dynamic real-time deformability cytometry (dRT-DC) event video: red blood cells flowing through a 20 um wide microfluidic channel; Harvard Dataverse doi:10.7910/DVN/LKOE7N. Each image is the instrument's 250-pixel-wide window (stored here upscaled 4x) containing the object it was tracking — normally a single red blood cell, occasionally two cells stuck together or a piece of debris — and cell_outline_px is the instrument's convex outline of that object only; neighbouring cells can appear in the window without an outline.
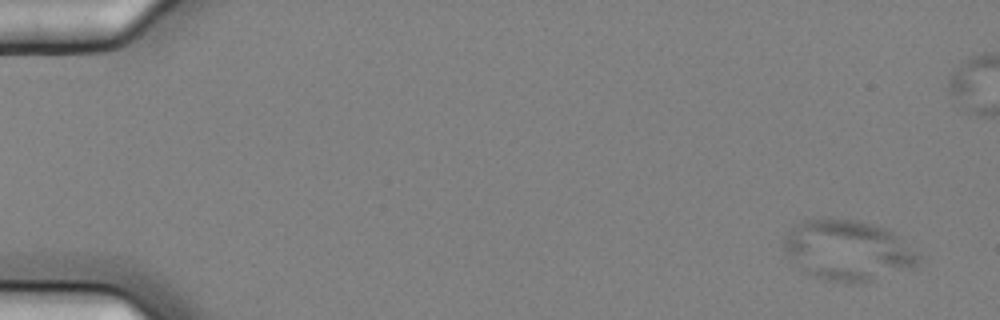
{"species": "common noctule bat (a hibernating species)", "species_latin": "Nyctalus noctula", "temperature_condition": "cold", "stored_images_in_passage": 7, "camera_frame_rate_fps": 3000, "um_per_image_px": 0.085, "animal": {"sex": "female", "body_mass_g": 25.1}, "frame": {"image": 1, "passage_image": 1, "time_ms": 0.0, "image_size_px": [1000, 320], "cell_outline_px": [[920, 256], [916, 264], [912, 268], [872, 280], [856, 284], [848, 284], [824, 280], [812, 276], [804, 272], [800, 268], [788, 252], [784, 244], [784, 236], [792, 224], [800, 220], [860, 220], [884, 228], [892, 232]], "centroid_in_image_um": [72.03, 21.3], "position_along_channel_um": 13.0, "area_um2": 46.76}}